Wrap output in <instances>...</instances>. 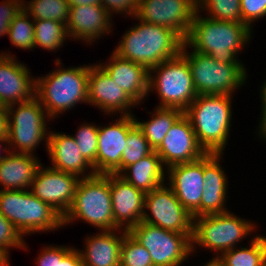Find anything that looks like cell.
Segmentation results:
<instances>
[{
  "instance_id": "cell-1",
  "label": "cell",
  "mask_w": 266,
  "mask_h": 266,
  "mask_svg": "<svg viewBox=\"0 0 266 266\" xmlns=\"http://www.w3.org/2000/svg\"><path fill=\"white\" fill-rule=\"evenodd\" d=\"M199 13H195L184 40L187 47L219 62L242 63L237 54L249 43L252 30L245 23L214 20Z\"/></svg>"
},
{
  "instance_id": "cell-2",
  "label": "cell",
  "mask_w": 266,
  "mask_h": 266,
  "mask_svg": "<svg viewBox=\"0 0 266 266\" xmlns=\"http://www.w3.org/2000/svg\"><path fill=\"white\" fill-rule=\"evenodd\" d=\"M139 20L122 36L113 51L119 57L145 66L148 70L181 53L184 40L167 27Z\"/></svg>"
},
{
  "instance_id": "cell-3",
  "label": "cell",
  "mask_w": 266,
  "mask_h": 266,
  "mask_svg": "<svg viewBox=\"0 0 266 266\" xmlns=\"http://www.w3.org/2000/svg\"><path fill=\"white\" fill-rule=\"evenodd\" d=\"M61 62L56 59V70L41 78L36 77L35 97L46 110L50 120L79 103H88L89 65L61 68Z\"/></svg>"
},
{
  "instance_id": "cell-4",
  "label": "cell",
  "mask_w": 266,
  "mask_h": 266,
  "mask_svg": "<svg viewBox=\"0 0 266 266\" xmlns=\"http://www.w3.org/2000/svg\"><path fill=\"white\" fill-rule=\"evenodd\" d=\"M232 100L229 95H197L184 111L206 153L224 154L230 137Z\"/></svg>"
},
{
  "instance_id": "cell-5",
  "label": "cell",
  "mask_w": 266,
  "mask_h": 266,
  "mask_svg": "<svg viewBox=\"0 0 266 266\" xmlns=\"http://www.w3.org/2000/svg\"><path fill=\"white\" fill-rule=\"evenodd\" d=\"M82 220L100 231L119 229L114 224L109 174L81 178L73 202L62 217L63 227L74 220Z\"/></svg>"
},
{
  "instance_id": "cell-6",
  "label": "cell",
  "mask_w": 266,
  "mask_h": 266,
  "mask_svg": "<svg viewBox=\"0 0 266 266\" xmlns=\"http://www.w3.org/2000/svg\"><path fill=\"white\" fill-rule=\"evenodd\" d=\"M0 214L22 236L62 228V216L30 190H0Z\"/></svg>"
},
{
  "instance_id": "cell-7",
  "label": "cell",
  "mask_w": 266,
  "mask_h": 266,
  "mask_svg": "<svg viewBox=\"0 0 266 266\" xmlns=\"http://www.w3.org/2000/svg\"><path fill=\"white\" fill-rule=\"evenodd\" d=\"M186 49L183 43L180 54L187 60L198 95L232 96L235 89L246 83L244 64L219 62L208 54Z\"/></svg>"
},
{
  "instance_id": "cell-8",
  "label": "cell",
  "mask_w": 266,
  "mask_h": 266,
  "mask_svg": "<svg viewBox=\"0 0 266 266\" xmlns=\"http://www.w3.org/2000/svg\"><path fill=\"white\" fill-rule=\"evenodd\" d=\"M152 91L160 98L158 107L177 108L184 112L195 100L198 94L191 70L181 54L149 70V93Z\"/></svg>"
},
{
  "instance_id": "cell-9",
  "label": "cell",
  "mask_w": 266,
  "mask_h": 266,
  "mask_svg": "<svg viewBox=\"0 0 266 266\" xmlns=\"http://www.w3.org/2000/svg\"><path fill=\"white\" fill-rule=\"evenodd\" d=\"M6 109L7 139L8 146H10L8 148L11 152L34 155L36 147L40 146L39 143L44 140L47 148L49 132L46 130L47 120L45 118L49 119V116L36 97L23 103L8 105Z\"/></svg>"
},
{
  "instance_id": "cell-10",
  "label": "cell",
  "mask_w": 266,
  "mask_h": 266,
  "mask_svg": "<svg viewBox=\"0 0 266 266\" xmlns=\"http://www.w3.org/2000/svg\"><path fill=\"white\" fill-rule=\"evenodd\" d=\"M255 229V223L236 217L230 211L195 217L192 252H195V244L201 245L216 252L215 257L219 258L224 252L235 248L239 241Z\"/></svg>"
},
{
  "instance_id": "cell-11",
  "label": "cell",
  "mask_w": 266,
  "mask_h": 266,
  "mask_svg": "<svg viewBox=\"0 0 266 266\" xmlns=\"http://www.w3.org/2000/svg\"><path fill=\"white\" fill-rule=\"evenodd\" d=\"M128 232L149 251L153 266H180L193 253V234L165 230L144 221Z\"/></svg>"
},
{
  "instance_id": "cell-12",
  "label": "cell",
  "mask_w": 266,
  "mask_h": 266,
  "mask_svg": "<svg viewBox=\"0 0 266 266\" xmlns=\"http://www.w3.org/2000/svg\"><path fill=\"white\" fill-rule=\"evenodd\" d=\"M165 184L145 193L142 221L165 230L193 234V216L182 206L174 191ZM148 210L150 214L146 212Z\"/></svg>"
},
{
  "instance_id": "cell-13",
  "label": "cell",
  "mask_w": 266,
  "mask_h": 266,
  "mask_svg": "<svg viewBox=\"0 0 266 266\" xmlns=\"http://www.w3.org/2000/svg\"><path fill=\"white\" fill-rule=\"evenodd\" d=\"M196 12L197 0H138L136 16L144 22L170 28L185 40Z\"/></svg>"
},
{
  "instance_id": "cell-14",
  "label": "cell",
  "mask_w": 266,
  "mask_h": 266,
  "mask_svg": "<svg viewBox=\"0 0 266 266\" xmlns=\"http://www.w3.org/2000/svg\"><path fill=\"white\" fill-rule=\"evenodd\" d=\"M80 179L74 174L55 170L51 166L44 168L41 164L30 191L63 217L73 202Z\"/></svg>"
},
{
  "instance_id": "cell-15",
  "label": "cell",
  "mask_w": 266,
  "mask_h": 266,
  "mask_svg": "<svg viewBox=\"0 0 266 266\" xmlns=\"http://www.w3.org/2000/svg\"><path fill=\"white\" fill-rule=\"evenodd\" d=\"M109 126H99L96 174H120L121 156L128 133L136 126L134 115H121Z\"/></svg>"
},
{
  "instance_id": "cell-16",
  "label": "cell",
  "mask_w": 266,
  "mask_h": 266,
  "mask_svg": "<svg viewBox=\"0 0 266 266\" xmlns=\"http://www.w3.org/2000/svg\"><path fill=\"white\" fill-rule=\"evenodd\" d=\"M155 151L166 169L173 165L193 162L206 154L198 144L191 122L184 113L171 126Z\"/></svg>"
},
{
  "instance_id": "cell-17",
  "label": "cell",
  "mask_w": 266,
  "mask_h": 266,
  "mask_svg": "<svg viewBox=\"0 0 266 266\" xmlns=\"http://www.w3.org/2000/svg\"><path fill=\"white\" fill-rule=\"evenodd\" d=\"M168 185L182 206L193 216H201L204 188V155L193 162L177 164L166 169Z\"/></svg>"
},
{
  "instance_id": "cell-18",
  "label": "cell",
  "mask_w": 266,
  "mask_h": 266,
  "mask_svg": "<svg viewBox=\"0 0 266 266\" xmlns=\"http://www.w3.org/2000/svg\"><path fill=\"white\" fill-rule=\"evenodd\" d=\"M88 84V104L110 115L117 112H121V115H133L131 108L138 104L99 64L89 65Z\"/></svg>"
},
{
  "instance_id": "cell-19",
  "label": "cell",
  "mask_w": 266,
  "mask_h": 266,
  "mask_svg": "<svg viewBox=\"0 0 266 266\" xmlns=\"http://www.w3.org/2000/svg\"><path fill=\"white\" fill-rule=\"evenodd\" d=\"M15 58L8 52L0 53V104L6 107L35 97L36 78Z\"/></svg>"
},
{
  "instance_id": "cell-20",
  "label": "cell",
  "mask_w": 266,
  "mask_h": 266,
  "mask_svg": "<svg viewBox=\"0 0 266 266\" xmlns=\"http://www.w3.org/2000/svg\"><path fill=\"white\" fill-rule=\"evenodd\" d=\"M109 182L114 224L129 231L142 221L145 193L119 174L109 173Z\"/></svg>"
},
{
  "instance_id": "cell-21",
  "label": "cell",
  "mask_w": 266,
  "mask_h": 266,
  "mask_svg": "<svg viewBox=\"0 0 266 266\" xmlns=\"http://www.w3.org/2000/svg\"><path fill=\"white\" fill-rule=\"evenodd\" d=\"M112 15L102 5H83L69 8L66 24L69 39L92 44L112 32ZM104 34V35H103Z\"/></svg>"
},
{
  "instance_id": "cell-22",
  "label": "cell",
  "mask_w": 266,
  "mask_h": 266,
  "mask_svg": "<svg viewBox=\"0 0 266 266\" xmlns=\"http://www.w3.org/2000/svg\"><path fill=\"white\" fill-rule=\"evenodd\" d=\"M109 62L99 65L116 82L123 91L129 95L138 105L145 101L149 93V70L130 60L112 53Z\"/></svg>"
},
{
  "instance_id": "cell-23",
  "label": "cell",
  "mask_w": 266,
  "mask_h": 266,
  "mask_svg": "<svg viewBox=\"0 0 266 266\" xmlns=\"http://www.w3.org/2000/svg\"><path fill=\"white\" fill-rule=\"evenodd\" d=\"M46 150L53 164L51 168L74 174L79 178H88L96 175L93 166L80 153V149L72 135L49 131ZM88 169L90 173H86Z\"/></svg>"
},
{
  "instance_id": "cell-24",
  "label": "cell",
  "mask_w": 266,
  "mask_h": 266,
  "mask_svg": "<svg viewBox=\"0 0 266 266\" xmlns=\"http://www.w3.org/2000/svg\"><path fill=\"white\" fill-rule=\"evenodd\" d=\"M221 153L204 155V188L201 216L228 212L225 208L228 178L220 165Z\"/></svg>"
},
{
  "instance_id": "cell-25",
  "label": "cell",
  "mask_w": 266,
  "mask_h": 266,
  "mask_svg": "<svg viewBox=\"0 0 266 266\" xmlns=\"http://www.w3.org/2000/svg\"><path fill=\"white\" fill-rule=\"evenodd\" d=\"M116 231H123L121 234ZM128 231H101L86 238L85 250H79L83 266H120L121 245Z\"/></svg>"
},
{
  "instance_id": "cell-26",
  "label": "cell",
  "mask_w": 266,
  "mask_h": 266,
  "mask_svg": "<svg viewBox=\"0 0 266 266\" xmlns=\"http://www.w3.org/2000/svg\"><path fill=\"white\" fill-rule=\"evenodd\" d=\"M35 155L9 151L0 161V190H28L42 164ZM28 188V189H27Z\"/></svg>"
},
{
  "instance_id": "cell-27",
  "label": "cell",
  "mask_w": 266,
  "mask_h": 266,
  "mask_svg": "<svg viewBox=\"0 0 266 266\" xmlns=\"http://www.w3.org/2000/svg\"><path fill=\"white\" fill-rule=\"evenodd\" d=\"M166 167L155 150L136 163L127 166L119 175L144 193L165 183Z\"/></svg>"
},
{
  "instance_id": "cell-28",
  "label": "cell",
  "mask_w": 266,
  "mask_h": 266,
  "mask_svg": "<svg viewBox=\"0 0 266 266\" xmlns=\"http://www.w3.org/2000/svg\"><path fill=\"white\" fill-rule=\"evenodd\" d=\"M183 113L182 110L177 108L157 106L152 114V119L140 122L135 118V122L146 137L149 146L156 150L161 145L171 126Z\"/></svg>"
},
{
  "instance_id": "cell-29",
  "label": "cell",
  "mask_w": 266,
  "mask_h": 266,
  "mask_svg": "<svg viewBox=\"0 0 266 266\" xmlns=\"http://www.w3.org/2000/svg\"><path fill=\"white\" fill-rule=\"evenodd\" d=\"M224 266H266V236H255L249 247L230 249L219 256Z\"/></svg>"
},
{
  "instance_id": "cell-30",
  "label": "cell",
  "mask_w": 266,
  "mask_h": 266,
  "mask_svg": "<svg viewBox=\"0 0 266 266\" xmlns=\"http://www.w3.org/2000/svg\"><path fill=\"white\" fill-rule=\"evenodd\" d=\"M66 24L54 20H34V47L55 51L68 38Z\"/></svg>"
},
{
  "instance_id": "cell-31",
  "label": "cell",
  "mask_w": 266,
  "mask_h": 266,
  "mask_svg": "<svg viewBox=\"0 0 266 266\" xmlns=\"http://www.w3.org/2000/svg\"><path fill=\"white\" fill-rule=\"evenodd\" d=\"M68 0H31L23 2V9L34 20H54L67 24L69 19Z\"/></svg>"
},
{
  "instance_id": "cell-32",
  "label": "cell",
  "mask_w": 266,
  "mask_h": 266,
  "mask_svg": "<svg viewBox=\"0 0 266 266\" xmlns=\"http://www.w3.org/2000/svg\"><path fill=\"white\" fill-rule=\"evenodd\" d=\"M204 9L208 18L243 23L240 0H197V11Z\"/></svg>"
},
{
  "instance_id": "cell-33",
  "label": "cell",
  "mask_w": 266,
  "mask_h": 266,
  "mask_svg": "<svg viewBox=\"0 0 266 266\" xmlns=\"http://www.w3.org/2000/svg\"><path fill=\"white\" fill-rule=\"evenodd\" d=\"M7 36L16 48L34 49V19L31 20V16L22 9L11 21Z\"/></svg>"
},
{
  "instance_id": "cell-34",
  "label": "cell",
  "mask_w": 266,
  "mask_h": 266,
  "mask_svg": "<svg viewBox=\"0 0 266 266\" xmlns=\"http://www.w3.org/2000/svg\"><path fill=\"white\" fill-rule=\"evenodd\" d=\"M126 144L121 156V172L153 151L137 125L128 133Z\"/></svg>"
},
{
  "instance_id": "cell-35",
  "label": "cell",
  "mask_w": 266,
  "mask_h": 266,
  "mask_svg": "<svg viewBox=\"0 0 266 266\" xmlns=\"http://www.w3.org/2000/svg\"><path fill=\"white\" fill-rule=\"evenodd\" d=\"M120 266H153L149 251L129 232L122 241Z\"/></svg>"
},
{
  "instance_id": "cell-36",
  "label": "cell",
  "mask_w": 266,
  "mask_h": 266,
  "mask_svg": "<svg viewBox=\"0 0 266 266\" xmlns=\"http://www.w3.org/2000/svg\"><path fill=\"white\" fill-rule=\"evenodd\" d=\"M98 130L94 124H81L77 133L73 135L82 156L93 166L96 174V155L98 149Z\"/></svg>"
},
{
  "instance_id": "cell-37",
  "label": "cell",
  "mask_w": 266,
  "mask_h": 266,
  "mask_svg": "<svg viewBox=\"0 0 266 266\" xmlns=\"http://www.w3.org/2000/svg\"><path fill=\"white\" fill-rule=\"evenodd\" d=\"M26 243L15 226L0 214V247L9 250L11 247L26 250Z\"/></svg>"
},
{
  "instance_id": "cell-38",
  "label": "cell",
  "mask_w": 266,
  "mask_h": 266,
  "mask_svg": "<svg viewBox=\"0 0 266 266\" xmlns=\"http://www.w3.org/2000/svg\"><path fill=\"white\" fill-rule=\"evenodd\" d=\"M241 18L251 30L253 22L266 17V0H240Z\"/></svg>"
},
{
  "instance_id": "cell-39",
  "label": "cell",
  "mask_w": 266,
  "mask_h": 266,
  "mask_svg": "<svg viewBox=\"0 0 266 266\" xmlns=\"http://www.w3.org/2000/svg\"><path fill=\"white\" fill-rule=\"evenodd\" d=\"M24 0H3L0 2V36L8 35L11 21L23 9Z\"/></svg>"
},
{
  "instance_id": "cell-40",
  "label": "cell",
  "mask_w": 266,
  "mask_h": 266,
  "mask_svg": "<svg viewBox=\"0 0 266 266\" xmlns=\"http://www.w3.org/2000/svg\"><path fill=\"white\" fill-rule=\"evenodd\" d=\"M72 247L48 245L42 248L36 260L38 266H59V260L71 249Z\"/></svg>"
},
{
  "instance_id": "cell-41",
  "label": "cell",
  "mask_w": 266,
  "mask_h": 266,
  "mask_svg": "<svg viewBox=\"0 0 266 266\" xmlns=\"http://www.w3.org/2000/svg\"><path fill=\"white\" fill-rule=\"evenodd\" d=\"M102 6L111 14H123L127 17L136 15L138 0H101ZM113 13V14H112Z\"/></svg>"
},
{
  "instance_id": "cell-42",
  "label": "cell",
  "mask_w": 266,
  "mask_h": 266,
  "mask_svg": "<svg viewBox=\"0 0 266 266\" xmlns=\"http://www.w3.org/2000/svg\"><path fill=\"white\" fill-rule=\"evenodd\" d=\"M261 96V115H260V123H259V130L258 135L260 136V140H266V80L261 87L260 91Z\"/></svg>"
},
{
  "instance_id": "cell-43",
  "label": "cell",
  "mask_w": 266,
  "mask_h": 266,
  "mask_svg": "<svg viewBox=\"0 0 266 266\" xmlns=\"http://www.w3.org/2000/svg\"><path fill=\"white\" fill-rule=\"evenodd\" d=\"M59 266H83L81 254L78 249L71 248L60 260Z\"/></svg>"
},
{
  "instance_id": "cell-44",
  "label": "cell",
  "mask_w": 266,
  "mask_h": 266,
  "mask_svg": "<svg viewBox=\"0 0 266 266\" xmlns=\"http://www.w3.org/2000/svg\"><path fill=\"white\" fill-rule=\"evenodd\" d=\"M0 137H8V115L6 106L0 104Z\"/></svg>"
},
{
  "instance_id": "cell-45",
  "label": "cell",
  "mask_w": 266,
  "mask_h": 266,
  "mask_svg": "<svg viewBox=\"0 0 266 266\" xmlns=\"http://www.w3.org/2000/svg\"><path fill=\"white\" fill-rule=\"evenodd\" d=\"M69 7L83 6V5H101V0H68Z\"/></svg>"
},
{
  "instance_id": "cell-46",
  "label": "cell",
  "mask_w": 266,
  "mask_h": 266,
  "mask_svg": "<svg viewBox=\"0 0 266 266\" xmlns=\"http://www.w3.org/2000/svg\"><path fill=\"white\" fill-rule=\"evenodd\" d=\"M9 250L0 247V266H9Z\"/></svg>"
},
{
  "instance_id": "cell-47",
  "label": "cell",
  "mask_w": 266,
  "mask_h": 266,
  "mask_svg": "<svg viewBox=\"0 0 266 266\" xmlns=\"http://www.w3.org/2000/svg\"><path fill=\"white\" fill-rule=\"evenodd\" d=\"M2 143H7L8 144V139H7V137H0V153H1V151L4 153L5 151V153H7V152H9L10 150H9V148H7V147H9V146H5V147H3L2 145ZM2 147H3V149H2ZM8 149V150H7ZM1 155V154H0ZM6 155L4 154V155H1L0 156V161L5 157Z\"/></svg>"
},
{
  "instance_id": "cell-48",
  "label": "cell",
  "mask_w": 266,
  "mask_h": 266,
  "mask_svg": "<svg viewBox=\"0 0 266 266\" xmlns=\"http://www.w3.org/2000/svg\"><path fill=\"white\" fill-rule=\"evenodd\" d=\"M209 261L204 266H224V263L218 257H213Z\"/></svg>"
}]
</instances>
